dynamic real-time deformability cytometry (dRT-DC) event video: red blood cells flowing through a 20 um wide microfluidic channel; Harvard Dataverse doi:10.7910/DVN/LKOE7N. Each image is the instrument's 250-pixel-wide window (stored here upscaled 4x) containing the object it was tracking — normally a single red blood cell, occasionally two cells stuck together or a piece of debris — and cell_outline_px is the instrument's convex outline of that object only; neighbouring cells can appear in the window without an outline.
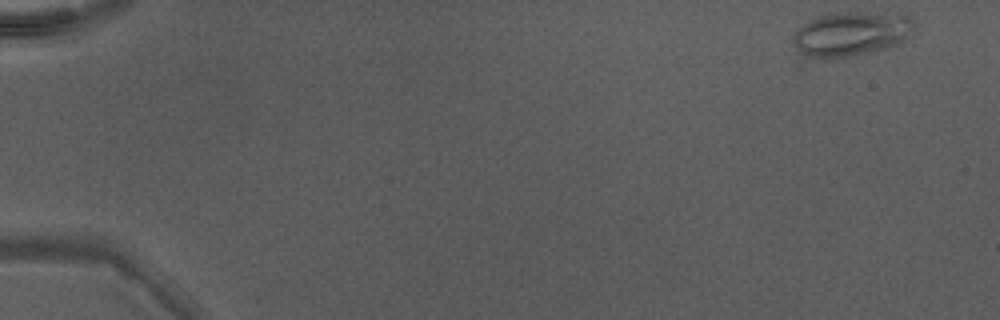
{"species": "Egyptian fruit bat (a non-hibernating species)", "species_latin": "Rousettus aegyptiacus", "temperature_condition": "warm", "stored_images_in_passage": 47, "camera_frame_rate_fps": 3000, "um_per_image_px": 0.085, "animal": {"sex": "male"}, "frame": {"image": 1, "passage_image": 1, "time_ms": 0.0, "image_size_px": [1000, 320], "cell_outline_px": [[912, 32], [908, 40], [888, 48], [848, 56], [808, 56], [800, 52], [792, 44], [792, 36], [796, 28], [816, 16], [836, 12], [848, 12], [908, 16], [912, 20]], "centroid_in_image_um": [72.31, 2.86], "position_along_channel_um": 12.7, "area_um2": 30.75}}
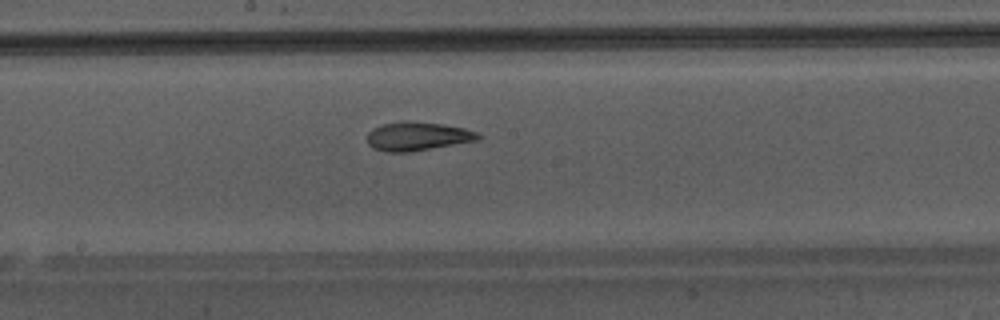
{"frame": {"image": 2, "passage_image": 26, "time_ms": 8.333, "image_size_px": [1000, 320], "cell_outline_px": [[484, 136], [480, 140], [408, 152], [384, 152], [372, 148], [368, 144], [368, 132], [372, 128], [380, 124], [400, 120], [408, 120], [444, 124], [464, 128], [476, 132]], "centroid_in_image_um": [35.48, 11.57], "position_along_channel_um": 212.7, "area_um2": 18.96}}
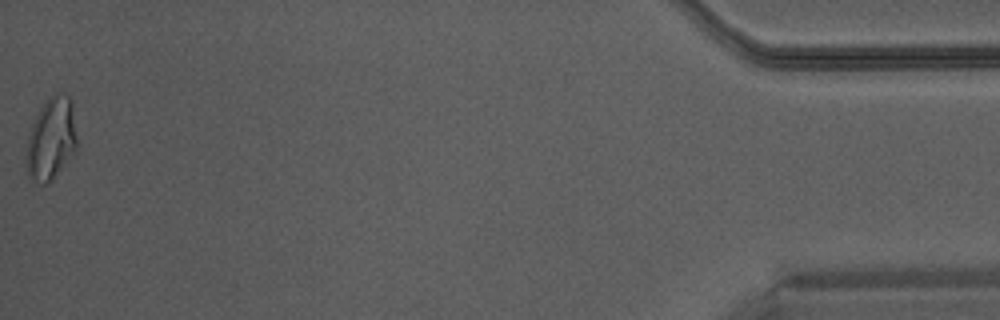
{"frame": {"image": 3, "passage_image": 47, "time_ms": 15.333, "image_size_px": [1000, 320], "cell_outline_px": [[76, 152], [52, 180], [44, 184], [28, 176], [24, 160], [28, 136], [32, 124], [40, 108], [52, 96], [60, 92], [64, 92], [72, 100], [76, 136]], "centroid_in_image_um": [4.35, 11.82], "position_along_channel_um": 430.9, "area_um2": 24.33}}